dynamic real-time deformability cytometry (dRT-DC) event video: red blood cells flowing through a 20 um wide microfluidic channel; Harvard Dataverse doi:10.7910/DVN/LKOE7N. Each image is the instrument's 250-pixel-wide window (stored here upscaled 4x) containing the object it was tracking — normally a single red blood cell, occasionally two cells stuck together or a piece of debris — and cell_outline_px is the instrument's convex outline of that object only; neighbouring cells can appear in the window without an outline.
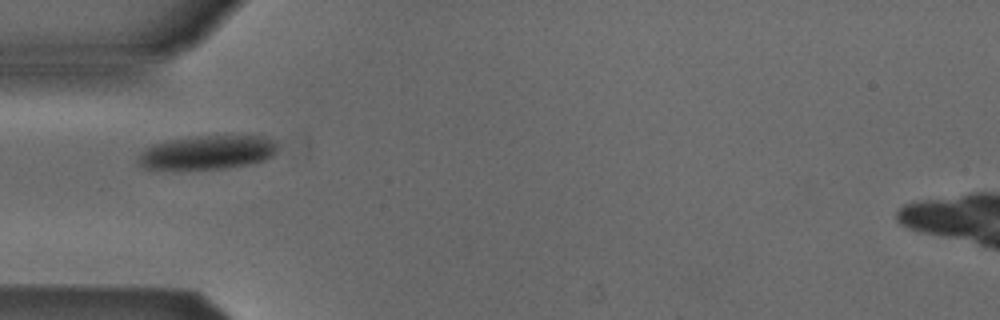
{"species": "Egyptian fruit bat (a non-hibernating species)", "species_latin": "Rousettus aegyptiacus", "temperature_condition": "cold", "stored_images_in_passage": 37, "camera_frame_rate_fps": 3000, "um_per_image_px": 0.085, "animal": {"sex": "male"}, "frame": {"image": 1, "passage_image": 1, "time_ms": 0.0, "image_size_px": [1000, 320], "cell_outline_px": [[276, 152], [272, 156], [264, 160], [248, 164], [228, 168], [172, 172], [144, 168], [136, 160], [144, 148], [152, 144], [192, 136], [264, 136], [276, 140]], "centroid_in_image_um": [17.55, 13.0], "position_along_channel_um": 67.4, "area_um2": 28.44}}
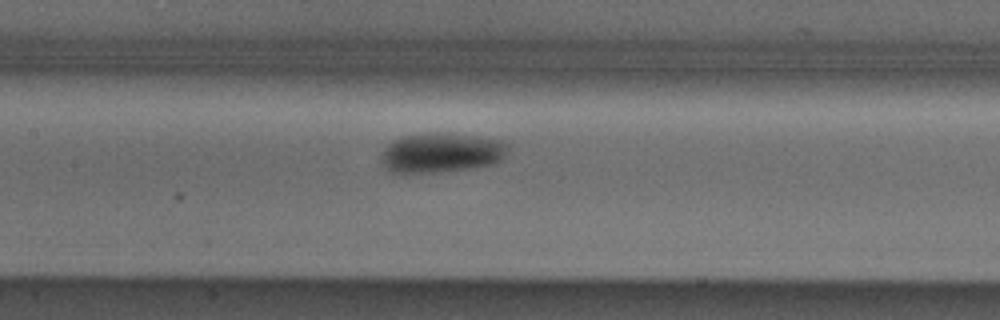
{"frame": {"image": 2, "passage_image": 9, "time_ms": 2.667, "image_size_px": [1000, 320], "cell_outline_px": [[508, 148], [504, 156], [500, 160], [492, 164], [472, 168], [440, 172], [388, 172], [384, 164], [384, 148], [392, 140], [404, 136], [424, 132], [440, 132], [476, 136], [500, 140], [508, 144]], "centroid_in_image_um": [37.53, 12.96], "position_along_channel_um": 169.9, "area_um2": 29.19}}
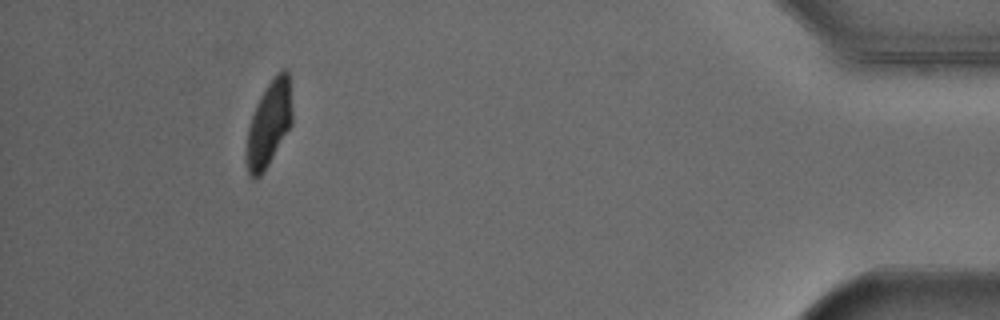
{"frame": {"image": 3, "passage_image": 33, "time_ms": 10.667, "image_size_px": [1000, 320], "cell_outline_px": [[292, 124], [268, 164], [260, 176], [252, 176], [248, 172], [248, 128], [256, 104], [260, 96], [276, 72], [284, 68], [288, 68], [292, 112]], "centroid_in_image_um": [22.91, 10.41], "position_along_channel_um": 412.3, "area_um2": 22.08}, "authors_computed_cell_mechanics": {"area_um2": 26.9926, "velocity_mm_per_s": 3.8519, "shape_relaxation_time_tau1_ms": 4.4331, "shape_relaxation_time_tau2_ms": null, "deformation_change_tau1": 0.1316, "deformation_change_tau2": null}}